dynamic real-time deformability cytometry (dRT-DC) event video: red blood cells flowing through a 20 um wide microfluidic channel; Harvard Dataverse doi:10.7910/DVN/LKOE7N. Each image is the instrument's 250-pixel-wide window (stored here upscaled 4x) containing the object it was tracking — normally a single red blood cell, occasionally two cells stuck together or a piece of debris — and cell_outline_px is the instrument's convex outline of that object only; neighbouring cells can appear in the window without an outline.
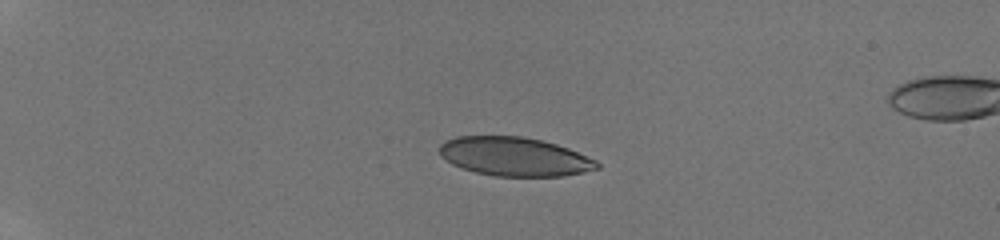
{"species": "human", "species_latin": "Homo sapiens", "temperature_condition": "room temperature", "stored_images_in_passage": 43, "camera_frame_rate_fps": 3000, "um_per_image_px": 0.085, "donor": {"sex": "male"}, "frame": {"image": 1, "passage_image": 1, "time_ms": 0.0, "image_size_px": [1000, 240], "cell_outline_px": [[600, 168], [584, 172], [564, 176], [492, 176], [460, 168], [452, 164], [440, 156], [440, 144], [444, 140], [456, 136], [520, 136], [540, 140], [556, 144], [568, 148], [596, 160], [600, 164]], "centroid_in_image_um": [43.71, 13.31], "position_along_channel_um": 41.3, "area_um2": 35.78}}
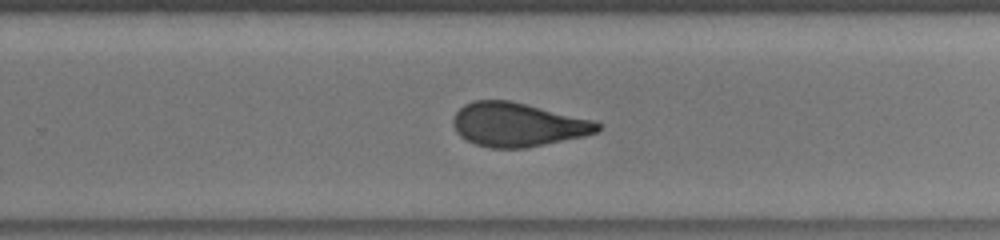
{"frame": {"image": 2, "passage_image": 23, "time_ms": 7.667, "image_size_px": [1000, 240], "cell_outline_px": [[600, 132], [584, 136], [524, 148], [488, 148], [476, 144], [460, 136], [456, 132], [452, 124], [452, 120], [456, 112], [464, 104], [472, 100], [508, 100], [596, 120], [600, 124]], "centroid_in_image_um": [44.0, 10.59], "position_along_channel_um": 285.8, "area_um2": 36.99}}
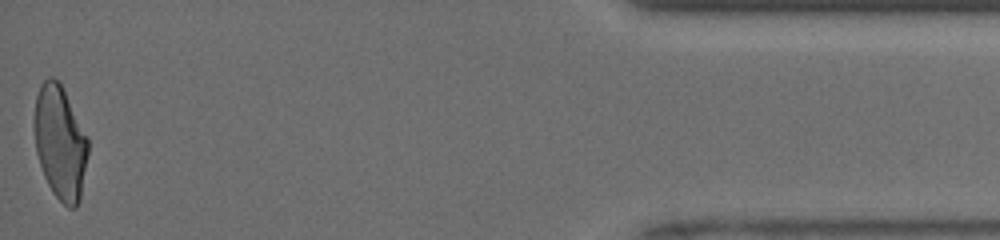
{"frame": {"image": 3, "passage_image": 43, "time_ms": 12.667, "image_size_px": [1000, 240], "cell_outline_px": [[88, 152], [80, 200], [76, 208], [68, 208], [52, 192], [44, 176], [36, 152], [32, 124], [32, 120], [36, 96], [40, 84], [48, 76], [52, 76], [60, 84], [88, 136]], "centroid_in_image_um": [5.08, 12.11], "position_along_channel_um": 430.1, "area_um2": 35.89}, "authors_computed_cell_mechanics": {"area_um2": 37.5122, "velocity_mm_per_s": 4.1635, "shape_relaxation_time_tau1_ms": 5.7005, "shape_relaxation_time_tau2_ms": 1.3776, "deformation_change_tau1": 0.1849, "deformation_change_tau2": 0.0928}}